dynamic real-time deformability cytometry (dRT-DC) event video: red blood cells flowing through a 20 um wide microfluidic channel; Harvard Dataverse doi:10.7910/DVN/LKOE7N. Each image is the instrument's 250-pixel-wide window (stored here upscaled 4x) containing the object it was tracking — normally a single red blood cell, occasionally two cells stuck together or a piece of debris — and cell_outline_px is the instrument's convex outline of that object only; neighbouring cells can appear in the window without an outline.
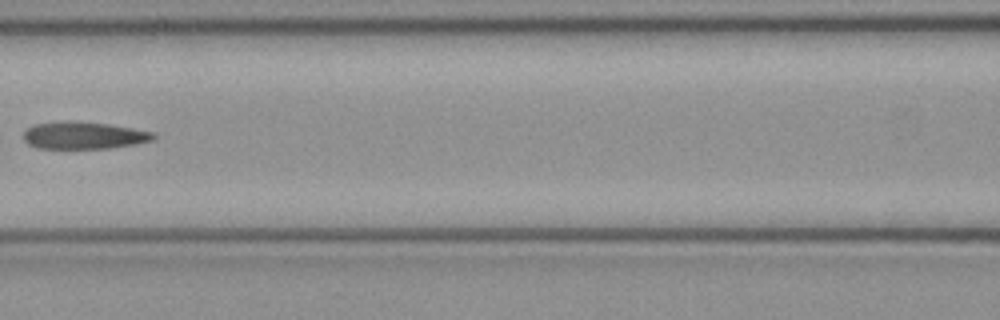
{"species": "common noctule bat (a hibernating species)", "species_latin": "Nyctalus noctula", "temperature_condition": "cold", "stored_images_in_passage": 6, "camera_frame_rate_fps": 3000, "um_per_image_px": 0.085, "animal": {"sex": "female", "body_mass_g": 21.9}, "frame": {"image": 1, "passage_image": 6, "time_ms": 1.667, "image_size_px": [1000, 320], "cell_outline_px": [[156, 136], [152, 140], [136, 144], [112, 148], [36, 148], [28, 144], [24, 140], [24, 132], [28, 128], [36, 124], [108, 124], [132, 128], [152, 132]], "centroid_in_image_um": [7.17, 11.57], "position_along_channel_um": 159.4, "area_um2": 19.48}}